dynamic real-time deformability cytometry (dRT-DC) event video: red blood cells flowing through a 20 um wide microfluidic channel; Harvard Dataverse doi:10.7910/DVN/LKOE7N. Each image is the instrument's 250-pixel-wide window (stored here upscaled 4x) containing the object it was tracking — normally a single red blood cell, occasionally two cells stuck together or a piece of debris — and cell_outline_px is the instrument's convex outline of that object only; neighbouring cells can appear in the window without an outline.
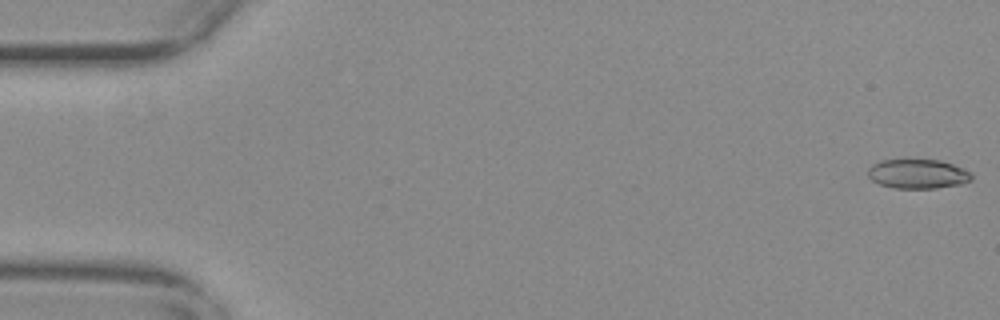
{"species": "common noctule bat (a hibernating species)", "species_latin": "Nyctalus noctula", "temperature_condition": "warm", "stored_images_in_passage": 56, "camera_frame_rate_fps": 3000, "um_per_image_px": 0.085, "animal": {"sex": "female", "body_mass_g": 29.2, "forearm_length_mm": 56.3}, "frame": {"image": 1, "passage_image": 1, "time_ms": 0.0, "image_size_px": [1000, 320], "cell_outline_px": [[972, 180], [960, 184], [936, 188], [892, 188], [880, 184], [872, 180], [868, 176], [868, 168], [872, 164], [880, 160], [900, 156], [908, 156], [940, 160], [964, 168], [972, 172]], "centroid_in_image_um": [77.97, 14.71], "position_along_channel_um": 7.0, "area_um2": 18.79}}
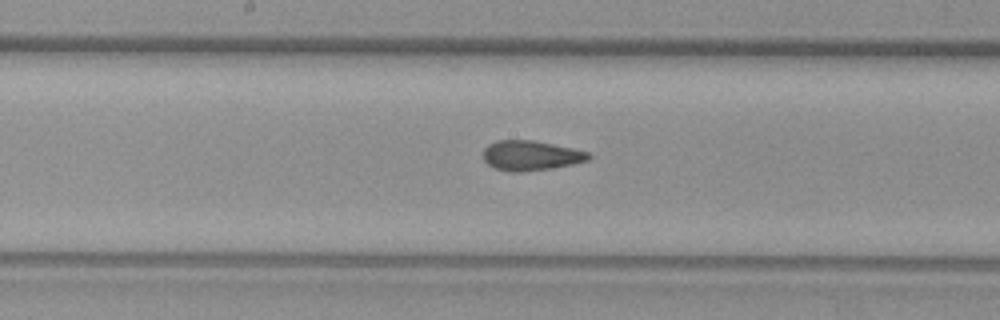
{"frame": {"image": 2, "passage_image": 29, "time_ms": 9.333, "image_size_px": [1000, 320], "cell_outline_px": [[592, 156], [588, 160], [572, 164], [548, 168], [520, 172], [508, 172], [496, 168], [488, 164], [484, 160], [484, 148], [488, 144], [496, 140], [532, 140], [572, 148], [588, 152]], "centroid_in_image_um": [45.09, 13.21], "position_along_channel_um": 203.1, "area_um2": 18.15}}
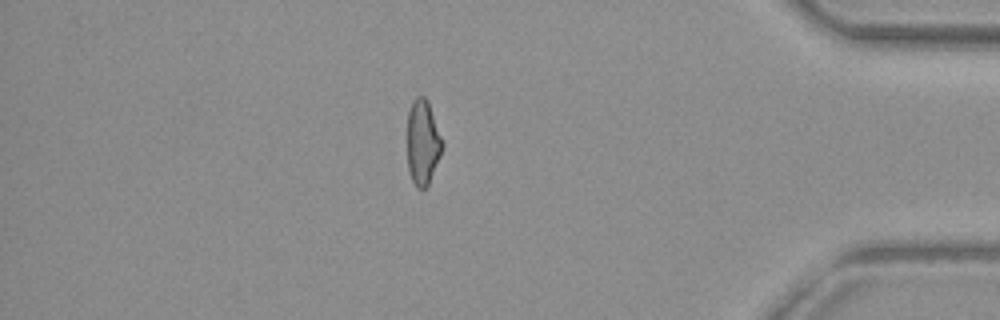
{"frame": {"image": 3, "passage_image": 48, "time_ms": 15.667, "image_size_px": [1000, 320], "cell_outline_px": [[444, 144], [440, 156], [428, 184], [424, 188], [416, 188], [408, 172], [408, 112], [412, 100], [416, 96], [424, 96], [428, 100]], "centroid_in_image_um": [35.93, 12.07], "position_along_channel_um": 399.3, "area_um2": 17.34}, "authors_computed_cell_mechanics": {"area_um2": 18.5249, "velocity_mm_per_s": 3.7319, "shape_relaxation_time_tau1_ms": null, "shape_relaxation_time_tau2_ms": 1.6766, "deformation_change_tau1": null, "deformation_change_tau2": 0.0754}}